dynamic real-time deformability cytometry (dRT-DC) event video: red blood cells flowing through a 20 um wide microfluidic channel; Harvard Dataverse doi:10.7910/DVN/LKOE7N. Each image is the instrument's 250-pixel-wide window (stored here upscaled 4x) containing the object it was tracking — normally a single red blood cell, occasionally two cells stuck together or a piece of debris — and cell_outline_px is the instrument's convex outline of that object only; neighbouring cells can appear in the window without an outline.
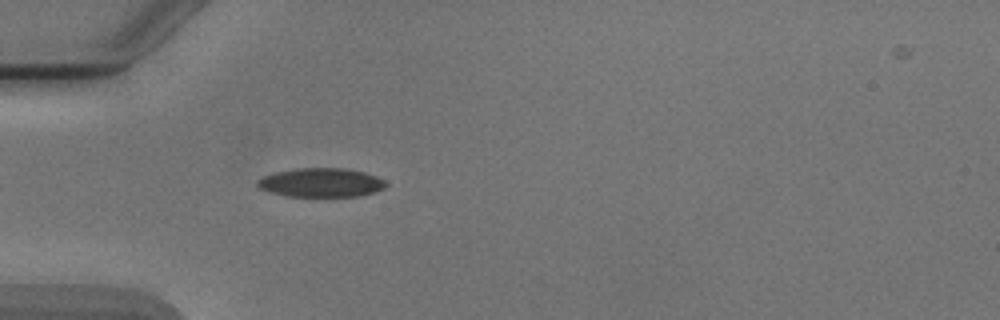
{"species": "Egyptian fruit bat (a non-hibernating species)", "species_latin": "Rousettus aegyptiacus", "temperature_condition": "cold", "stored_images_in_passage": 4, "camera_frame_rate_fps": 3000, "um_per_image_px": 0.085, "animal": {"sex": "male"}, "frame": {"image": 1, "passage_image": 4, "time_ms": 3.667, "image_size_px": [1000, 320], "cell_outline_px": [[388, 184], [384, 188], [360, 196], [288, 196], [268, 192], [260, 188], [256, 184], [256, 180], [264, 176], [276, 172], [296, 168], [344, 168], [364, 172], [376, 176], [384, 180]], "centroid_in_image_um": [27.28, 15.51], "position_along_channel_um": 57.7, "area_um2": 21.62}}